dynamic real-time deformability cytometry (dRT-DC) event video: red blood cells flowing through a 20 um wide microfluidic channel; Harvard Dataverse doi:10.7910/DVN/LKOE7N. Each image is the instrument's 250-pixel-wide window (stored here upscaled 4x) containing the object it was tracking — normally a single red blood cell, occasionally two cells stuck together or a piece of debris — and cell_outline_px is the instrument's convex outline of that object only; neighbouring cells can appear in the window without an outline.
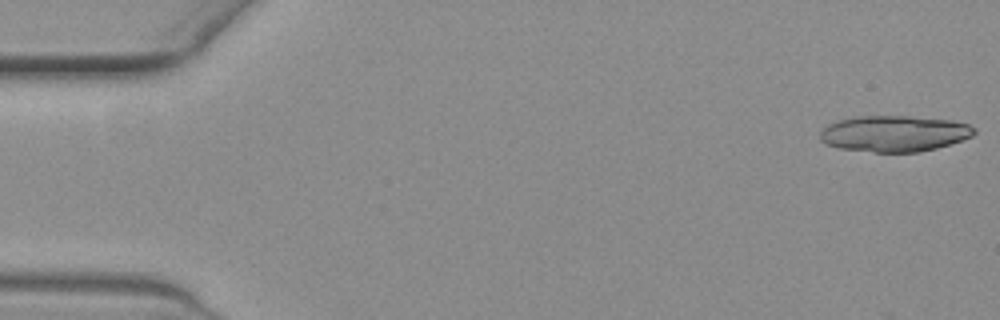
{"species": "common noctule bat (a hibernating species)", "species_latin": "Nyctalus noctula", "temperature_condition": "warm", "stored_images_in_passage": 20, "segment_of_instrument_passage": [1, 2], "camera_frame_rate_fps": 3000, "um_per_image_px": 0.085, "animal": {"sex": "female", "body_mass_g": 19.3, "forearm_length_mm": 54.1}, "frame": {"image": 1, "passage_image": 1, "time_ms": 0.0, "image_size_px": [1000, 320], "cell_outline_px": [[972, 132], [968, 136], [932, 148], [912, 152], [880, 152], [852, 148], [832, 144], [836, 124], [848, 120], [936, 120], [964, 124], [972, 128]], "centroid_in_image_um": [76.31, 11.44], "position_along_channel_um": 8.7, "area_um2": 26.36}}
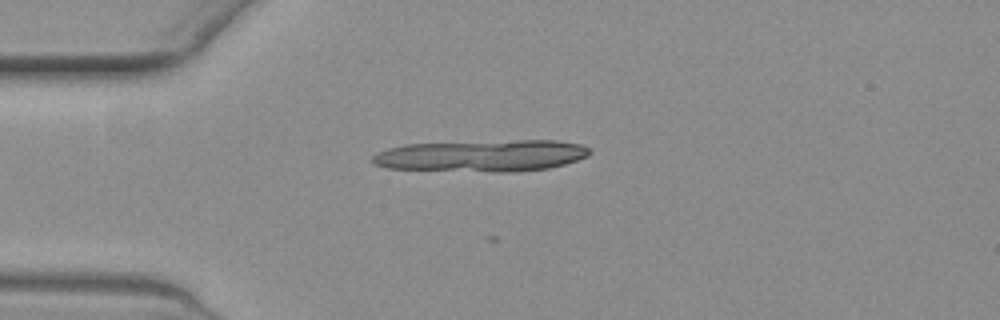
{"frame": {"image": 2, "passage_image": 15, "time_ms": 4.667, "image_size_px": [1000, 320], "cell_outline_px": [[588, 152], [584, 156], [560, 164], [540, 168], [400, 168], [380, 164], [400, 148], [420, 144], [572, 144], [584, 148]], "centroid_in_image_um": [41.13, 13.25], "position_along_channel_um": 43.9, "area_um2": 31.33}}